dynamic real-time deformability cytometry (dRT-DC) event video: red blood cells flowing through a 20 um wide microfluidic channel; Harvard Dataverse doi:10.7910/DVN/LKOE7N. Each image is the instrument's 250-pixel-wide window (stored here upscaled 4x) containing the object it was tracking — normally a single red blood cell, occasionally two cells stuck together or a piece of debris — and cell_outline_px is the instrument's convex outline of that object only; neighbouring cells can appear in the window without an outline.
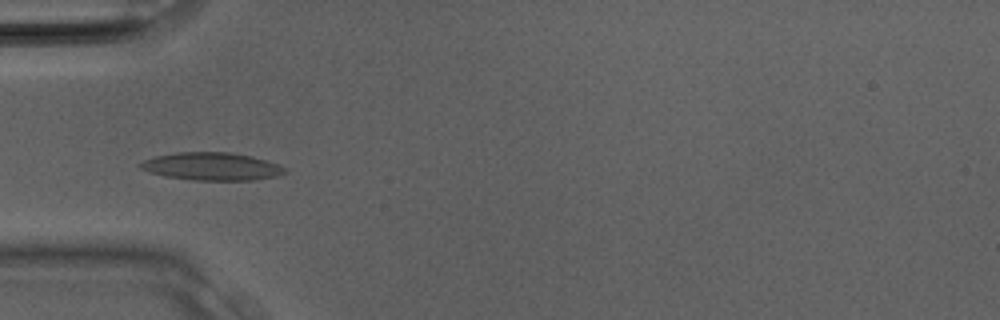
{"species": "Egyptian fruit bat (a non-hibernating species)", "species_latin": "Rousettus aegyptiacus", "temperature_condition": "room temperature", "stored_images_in_passage": 17, "camera_frame_rate_fps": 3000, "um_per_image_px": 0.085, "animal": {"sex": "male"}, "frame": {"image": 1, "passage_image": 6, "time_ms": 1.667, "image_size_px": [1000, 320], "cell_outline_px": [[288, 172], [276, 176], [256, 180], [192, 180], [164, 176], [148, 172], [140, 168], [136, 164], [144, 160], [156, 156], [176, 152], [228, 152], [252, 156], [268, 160], [288, 168]], "centroid_in_image_um": [18.01, 14.15], "position_along_channel_um": 67.0, "area_um2": 23.7}}
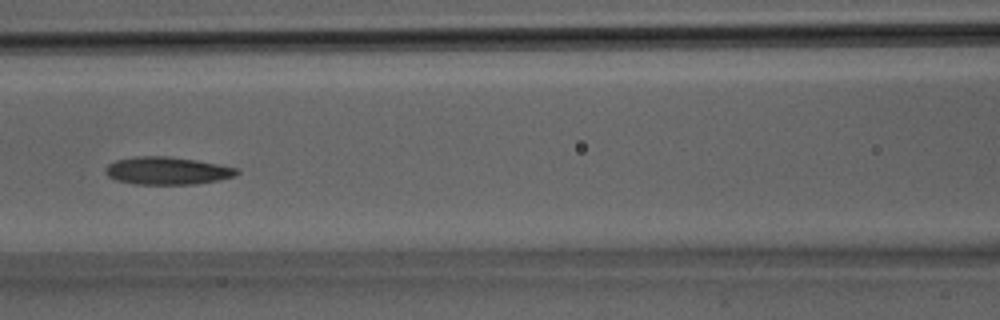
{"frame": {"image": 2, "passage_image": 10, "time_ms": 3.0, "image_size_px": [1000, 320], "cell_outline_px": [[240, 172], [236, 176], [220, 180], [196, 184], [136, 184], [116, 180], [108, 176], [104, 172], [104, 168], [108, 164], [116, 160], [136, 156], [168, 156], [196, 160], [220, 164], [236, 168]], "centroid_in_image_um": [14.22, 14.51], "position_along_channel_um": 152.4, "area_um2": 21.33}}
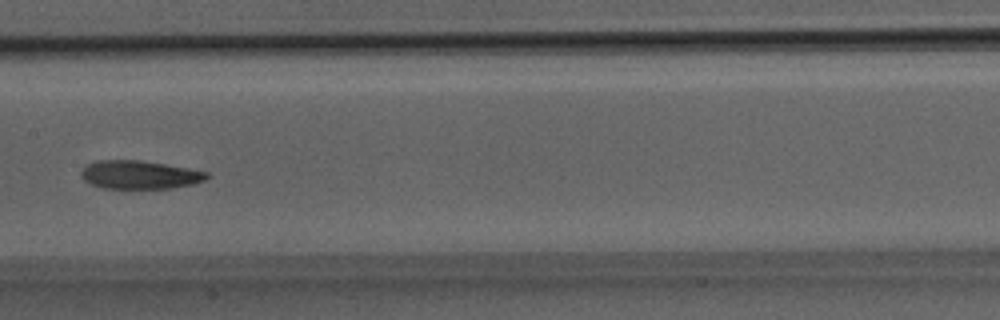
{"frame": {"image": 3, "passage_image": 12, "time_ms": 3.667, "image_size_px": [1000, 320], "cell_outline_px": [[212, 176], [204, 180], [192, 184], [172, 188], [104, 188], [92, 184], [84, 180], [80, 176], [80, 172], [88, 164], [96, 160], [140, 160], [188, 168], [208, 172]], "centroid_in_image_um": [11.88, 14.85], "position_along_channel_um": 195.5, "area_um2": 20.69}}